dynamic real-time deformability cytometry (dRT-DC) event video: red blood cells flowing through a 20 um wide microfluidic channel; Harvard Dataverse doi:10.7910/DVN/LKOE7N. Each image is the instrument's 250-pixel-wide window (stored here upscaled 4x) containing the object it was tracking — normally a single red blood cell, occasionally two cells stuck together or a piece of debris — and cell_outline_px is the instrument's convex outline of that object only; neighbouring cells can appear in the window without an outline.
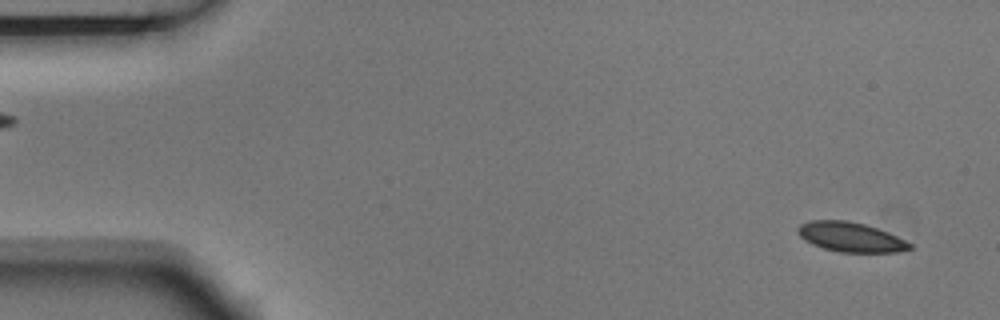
{"species": "Egyptian fruit bat (a non-hibernating species)", "species_latin": "Rousettus aegyptiacus", "temperature_condition": "room temperature", "stored_images_in_passage": 3, "segment_of_instrument_passage": [2, 2], "camera_frame_rate_fps": 3000, "um_per_image_px": 0.085, "animal": {"sex": "male"}, "frame": {"image": 1, "passage_image": 3, "time_ms": 0.667, "image_size_px": [1000, 320], "cell_outline_px": [[912, 248], [900, 252], [840, 252], [824, 248], [812, 244], [804, 240], [796, 232], [796, 228], [800, 224], [812, 220], [844, 220], [864, 224], [888, 232], [912, 244]], "centroid_in_image_um": [72.28, 20.15], "position_along_channel_um": 12.7, "area_um2": 19.25}}